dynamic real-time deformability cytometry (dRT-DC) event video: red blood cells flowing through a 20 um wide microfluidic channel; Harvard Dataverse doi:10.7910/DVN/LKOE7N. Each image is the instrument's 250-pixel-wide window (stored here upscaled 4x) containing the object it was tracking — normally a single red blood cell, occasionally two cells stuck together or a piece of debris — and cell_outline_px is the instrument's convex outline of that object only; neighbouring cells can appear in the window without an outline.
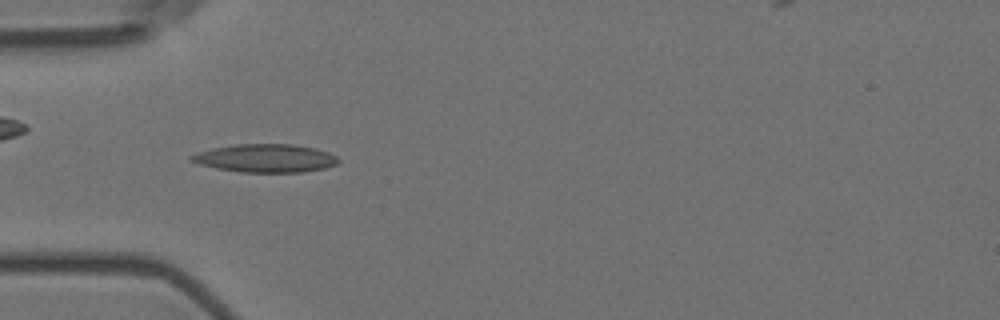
{"species": "Egyptian fruit bat (a non-hibernating species)", "species_latin": "Rousettus aegyptiacus", "temperature_condition": "room temperature", "stored_images_in_passage": 52, "camera_frame_rate_fps": 3000, "um_per_image_px": 0.085, "animal": {"sex": "female"}, "frame": {"image": 1, "passage_image": 18, "time_ms": 5.667, "image_size_px": [1000, 320], "cell_outline_px": [[340, 160], [336, 164], [324, 168], [304, 172], [240, 172], [216, 168], [200, 164], [188, 160], [188, 156], [196, 152], [212, 148], [236, 144], [292, 144], [316, 148], [328, 152], [336, 156]], "centroid_in_image_um": [22.53, 13.44], "position_along_channel_um": 62.5, "area_um2": 24.28}}
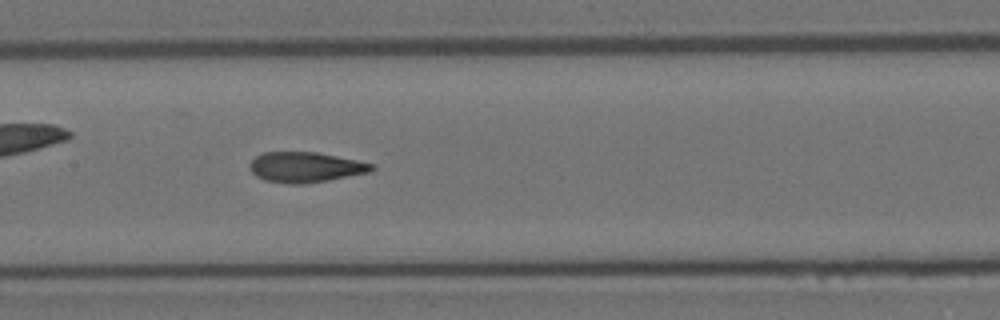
{"frame": {"image": 2, "passage_image": 28, "time_ms": 9.0, "image_size_px": [1000, 320], "cell_outline_px": [[376, 168], [372, 172], [328, 180], [304, 184], [288, 184], [264, 180], [256, 176], [248, 168], [248, 164], [256, 156], [264, 152], [316, 152], [376, 164]], "centroid_in_image_um": [25.97, 14.22], "position_along_channel_um": 181.4, "area_um2": 21.73}}
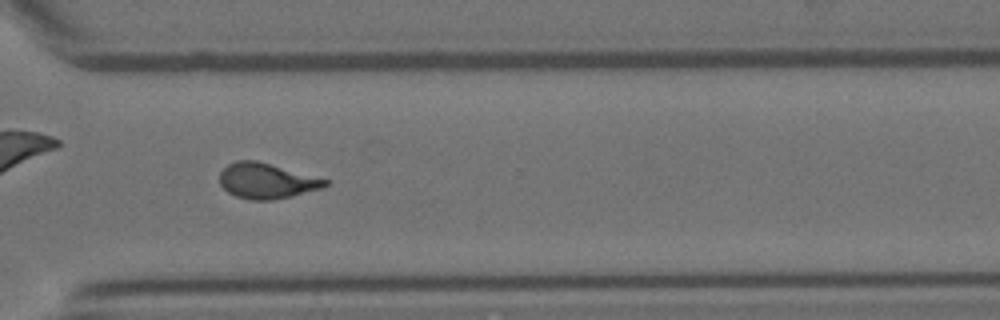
{"frame": {"image": 3, "passage_image": 42, "time_ms": 13.667, "image_size_px": [1000, 320], "cell_outline_px": [[332, 180], [324, 188], [292, 196], [272, 200], [252, 200], [236, 196], [228, 192], [220, 184], [220, 172], [228, 164], [236, 160], [256, 160]], "centroid_in_image_um": [22.71, 15.37], "position_along_channel_um": 347.9, "area_um2": 21.96}, "authors_computed_cell_mechanics": {"area_um2": 21.5883, "velocity_mm_per_s": 3.58, "shape_relaxation_time_tau1_ms": 5.6721, "shape_relaxation_time_tau2_ms": 1.6008, "deformation_change_tau1": 0.1896, "deformation_change_tau2": 0.0895}}